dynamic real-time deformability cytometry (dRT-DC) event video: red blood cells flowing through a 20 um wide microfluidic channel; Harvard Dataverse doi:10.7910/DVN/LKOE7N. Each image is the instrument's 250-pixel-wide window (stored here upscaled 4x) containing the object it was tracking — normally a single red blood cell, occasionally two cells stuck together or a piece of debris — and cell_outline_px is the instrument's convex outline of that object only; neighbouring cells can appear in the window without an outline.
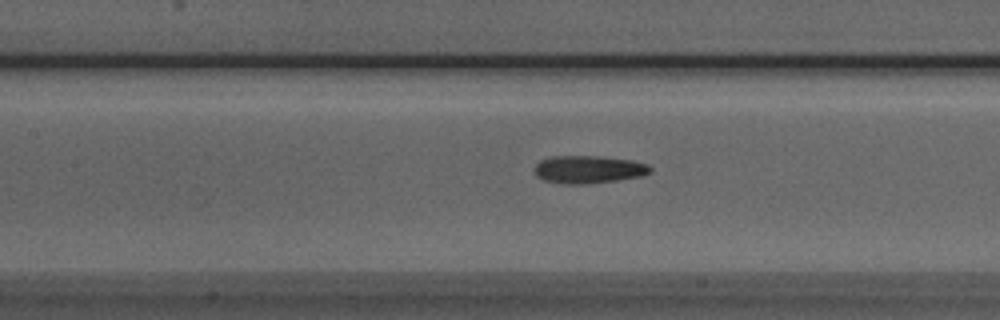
{"species": "Egyptian fruit bat (a non-hibernating species)", "species_latin": "Rousettus aegyptiacus", "temperature_condition": "room temperature", "stored_images_in_passage": 34, "camera_frame_rate_fps": 3000, "um_per_image_px": 0.085, "animal": {"sex": "male"}, "frame": {"image": 1, "passage_image": 10, "time_ms": 3.0, "image_size_px": [1000, 320], "cell_outline_px": [[652, 172], [640, 176], [616, 180], [584, 184], [564, 184], [544, 180], [536, 176], [532, 168], [540, 160], [552, 156], [600, 156], [632, 160], [648, 164], [652, 168]], "centroid_in_image_um": [50.0, 14.39], "position_along_channel_um": 157.4, "area_um2": 18.84}}
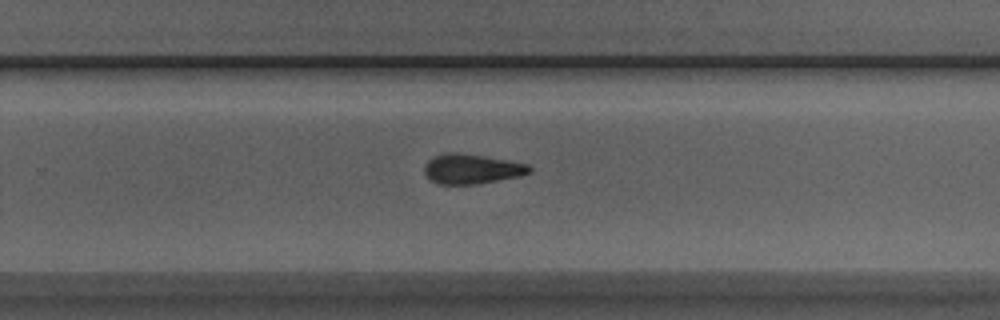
{"frame": {"image": 2, "passage_image": 20, "time_ms": 6.333, "image_size_px": [1000, 320], "cell_outline_px": [[532, 172], [520, 176], [476, 184], [436, 184], [424, 172], [424, 164], [432, 156], [444, 152], [456, 152], [484, 156], [528, 164], [532, 168]], "centroid_in_image_um": [40.07, 14.35], "position_along_channel_um": 289.7, "area_um2": 18.32}}
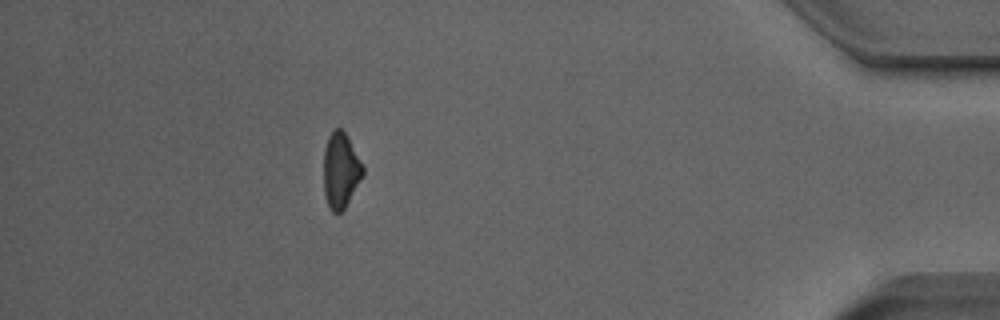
{"frame": {"image": 3, "passage_image": 33, "time_ms": 10.667, "image_size_px": [1000, 320], "cell_outline_px": [[364, 172], [344, 208], [340, 212], [332, 212], [324, 196], [324, 148], [328, 136], [332, 128], [340, 128], [348, 136], [364, 168]], "centroid_in_image_um": [28.93, 14.43], "position_along_channel_um": 406.3, "area_um2": 17.05}}